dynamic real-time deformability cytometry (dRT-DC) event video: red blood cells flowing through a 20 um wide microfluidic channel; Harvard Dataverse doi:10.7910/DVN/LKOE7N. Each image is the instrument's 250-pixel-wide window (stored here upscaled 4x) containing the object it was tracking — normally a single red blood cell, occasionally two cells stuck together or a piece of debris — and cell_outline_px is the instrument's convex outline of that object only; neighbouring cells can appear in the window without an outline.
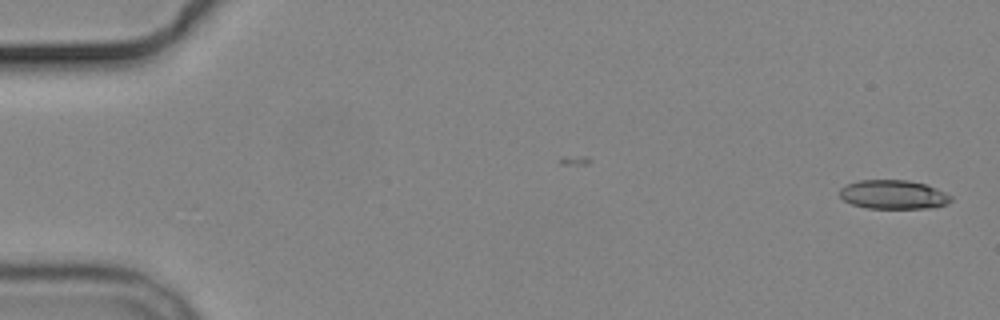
{"species": "common noctule bat (a hibernating species)", "species_latin": "Nyctalus noctula", "temperature_condition": "cold", "stored_images_in_passage": 5, "camera_frame_rate_fps": 3000, "um_per_image_px": 0.085, "animal": {"sex": "male", "body_mass_g": 19.2, "forearm_length_mm": 51.8}, "frame": {"image": 1, "passage_image": 1, "time_ms": 0.0, "image_size_px": [1000, 320], "cell_outline_px": [[952, 200], [948, 204], [932, 208], [868, 208], [852, 204], [844, 200], [840, 196], [840, 188], [848, 184], [860, 180], [908, 180], [924, 184], [936, 188], [952, 196]], "centroid_in_image_um": [75.96, 16.54], "position_along_channel_um": 9.0, "area_um2": 18.73}}
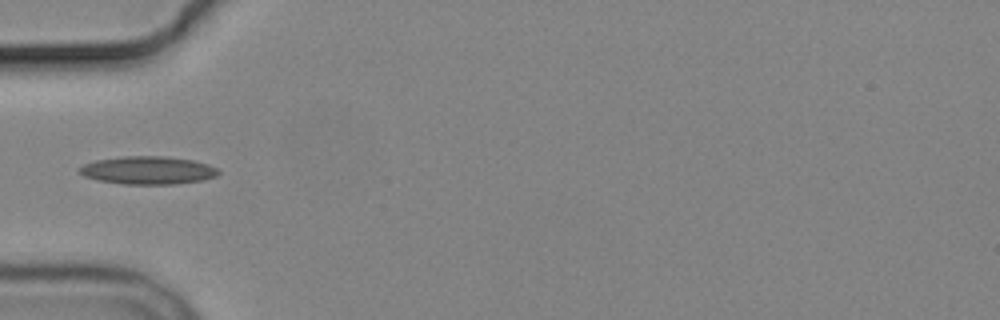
{"frame": {"image": 2, "passage_image": 5, "time_ms": 5.667, "image_size_px": [1000, 320], "cell_outline_px": [[220, 172], [216, 176], [204, 180], [176, 184], [124, 184], [96, 180], [84, 176], [80, 172], [80, 168], [84, 164], [96, 160], [120, 156], [164, 156], [192, 160], [208, 164], [216, 168]], "centroid_in_image_um": [12.58, 14.47], "position_along_channel_um": 72.4, "area_um2": 22.66}}